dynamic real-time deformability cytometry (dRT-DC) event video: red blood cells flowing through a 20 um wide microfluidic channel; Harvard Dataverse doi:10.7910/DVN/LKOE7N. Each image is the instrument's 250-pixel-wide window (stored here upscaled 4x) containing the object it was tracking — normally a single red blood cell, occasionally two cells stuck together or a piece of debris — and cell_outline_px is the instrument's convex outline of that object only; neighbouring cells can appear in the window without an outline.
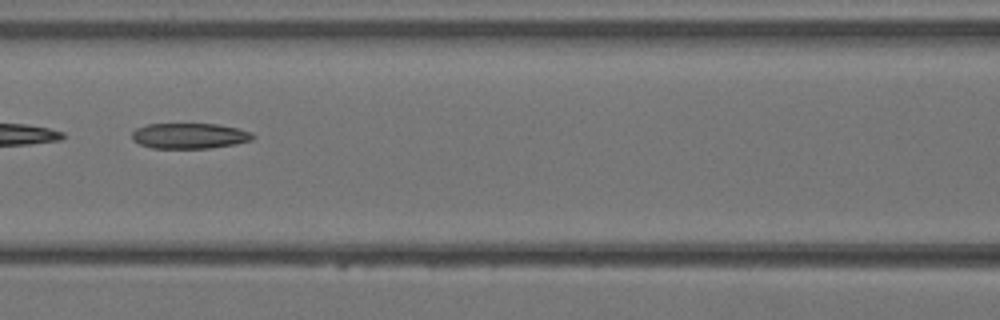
{"species": "Egyptian fruit bat (a non-hibernating species)", "species_latin": "Rousettus aegyptiacus", "temperature_condition": "warm", "stored_images_in_passage": 28, "camera_frame_rate_fps": 3000, "um_per_image_px": 0.085, "animal": {"sex": "female"}, "frame": {"image": 1, "passage_image": 12, "time_ms": 3.667, "image_size_px": [1000, 320], "cell_outline_px": [[256, 136], [252, 140], [232, 144], [208, 148], [152, 148], [140, 144], [132, 140], [132, 132], [136, 128], [148, 124], [216, 124], [236, 128], [252, 132]], "centroid_in_image_um": [16.09, 11.54], "position_along_channel_um": 150.5, "area_um2": 17.86}}
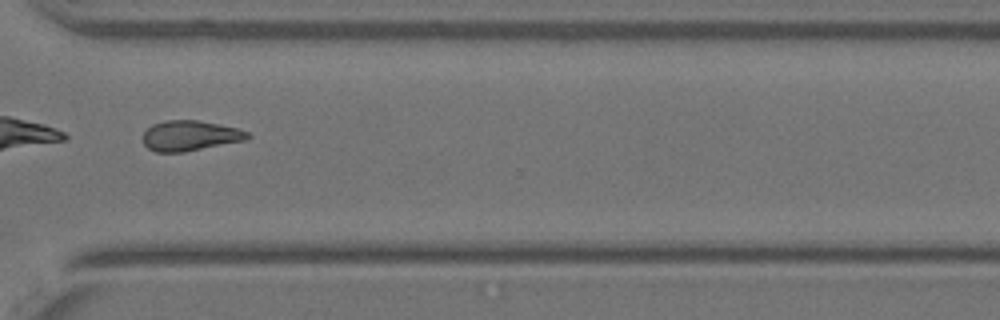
{"frame": {"image": 2, "passage_image": 23, "time_ms": 7.333, "image_size_px": [1000, 320], "cell_outline_px": [[252, 136], [248, 140], [184, 152], [156, 152], [148, 148], [144, 144], [144, 132], [152, 124], [164, 120], [200, 120], [236, 128], [248, 132]], "centroid_in_image_um": [16.18, 11.53], "position_along_channel_um": 354.4, "area_um2": 18.55}}